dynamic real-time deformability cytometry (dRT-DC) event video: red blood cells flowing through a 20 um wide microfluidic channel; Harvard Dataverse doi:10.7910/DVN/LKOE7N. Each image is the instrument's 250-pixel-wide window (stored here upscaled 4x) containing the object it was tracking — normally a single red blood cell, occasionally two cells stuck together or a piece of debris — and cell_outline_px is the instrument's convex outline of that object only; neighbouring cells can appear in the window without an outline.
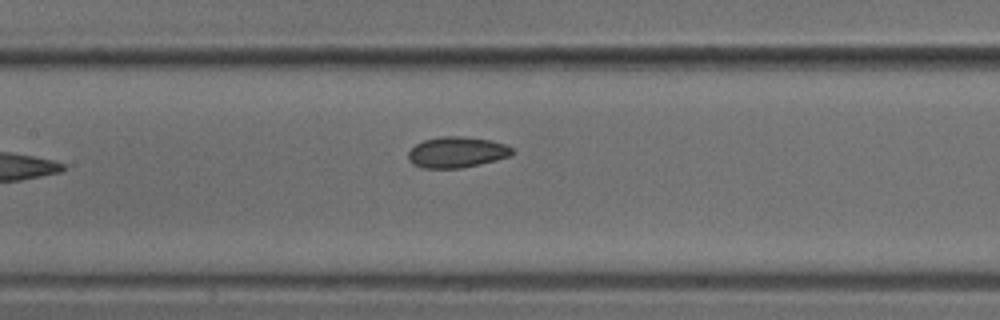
{"species": "common noctule bat (a hibernating species)", "species_latin": "Nyctalus noctula", "temperature_condition": "cold", "stored_images_in_passage": 7, "camera_frame_rate_fps": 3000, "um_per_image_px": 0.085, "animal": {"sex": "male", "body_mass_g": 18.8}, "frame": {"image": 1, "passage_image": 7, "time_ms": 2.0, "image_size_px": [1000, 320], "cell_outline_px": [[512, 152], [508, 156], [496, 160], [480, 164], [460, 168], [420, 168], [412, 164], [408, 160], [408, 152], [416, 144], [424, 140], [444, 136], [460, 136], [488, 140], [504, 144], [512, 148]], "centroid_in_image_um": [38.77, 12.95], "position_along_channel_um": 168.6, "area_um2": 18.5}}